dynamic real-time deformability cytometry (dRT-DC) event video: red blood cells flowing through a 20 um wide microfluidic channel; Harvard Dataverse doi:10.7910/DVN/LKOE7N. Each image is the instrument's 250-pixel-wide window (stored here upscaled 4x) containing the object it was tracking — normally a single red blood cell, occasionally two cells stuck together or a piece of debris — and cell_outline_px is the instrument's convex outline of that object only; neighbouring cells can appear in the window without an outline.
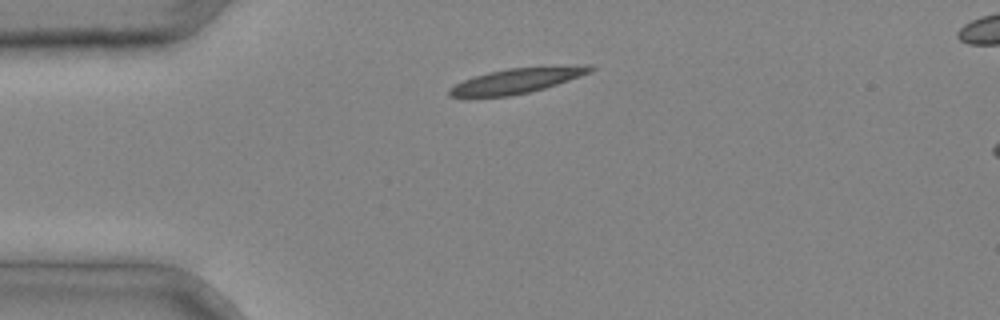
{"species": "common noctule bat (a hibernating species)", "species_latin": "Nyctalus noctula", "temperature_condition": "cold", "stored_images_in_passage": 2, "segment_of_instrument_passage": [1, 2], "camera_frame_rate_fps": 3000, "um_per_image_px": 0.085, "animal": {"sex": "male", "body_mass_g": 20.4}, "frame": {"image": 1, "passage_image": 1, "time_ms": 0.0, "image_size_px": [1000, 320], "cell_outline_px": [[596, 68], [592, 72], [544, 88], [528, 92], [508, 96], [448, 96], [448, 88], [472, 76], [488, 72], [508, 68], [584, 64], [592, 64]], "centroid_in_image_um": [44.0, 6.82], "position_along_channel_um": 41.0, "area_um2": 20.63}}